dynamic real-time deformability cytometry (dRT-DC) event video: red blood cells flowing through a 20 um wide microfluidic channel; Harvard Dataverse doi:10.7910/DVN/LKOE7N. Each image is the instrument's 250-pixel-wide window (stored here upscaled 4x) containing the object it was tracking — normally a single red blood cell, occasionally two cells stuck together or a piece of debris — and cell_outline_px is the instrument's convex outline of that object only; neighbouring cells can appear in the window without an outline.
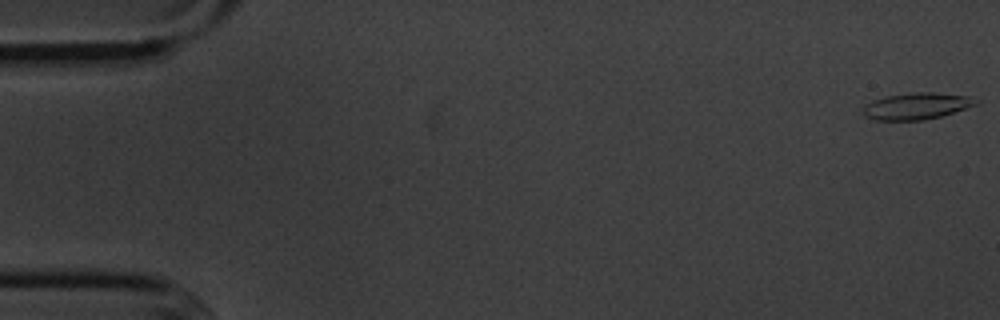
{"species": "common noctule bat (a hibernating species)", "species_latin": "Nyctalus noctula", "temperature_condition": "cold", "stored_images_in_passage": 15, "camera_frame_rate_fps": 3000, "um_per_image_px": 0.085, "animal": {"sex": "male", "body_mass_g": 20.1, "forearm_length_mm": 53.5}, "frame": {"image": 1, "passage_image": 1, "time_ms": 0.0, "image_size_px": [1000, 320], "cell_outline_px": [[980, 104], [940, 116], [924, 120], [876, 120], [864, 116], [860, 112], [868, 104], [876, 100], [888, 96], [916, 92], [932, 92], [968, 96], [980, 100]], "centroid_in_image_um": [77.96, 9.02], "position_along_channel_um": 7.0, "area_um2": 17.34}}
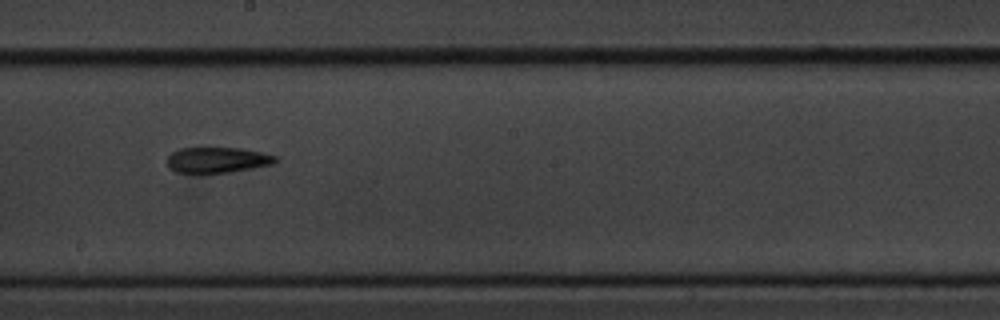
{"frame": {"image": 2, "passage_image": 9, "time_ms": 10.0, "image_size_px": [1000, 320], "cell_outline_px": [[276, 160], [272, 164], [252, 168], [228, 172], [176, 172], [168, 168], [168, 156], [172, 152], [180, 148], [240, 148], [260, 152], [276, 156]], "centroid_in_image_um": [18.44, 13.59], "position_along_channel_um": 229.8, "area_um2": 15.84}}
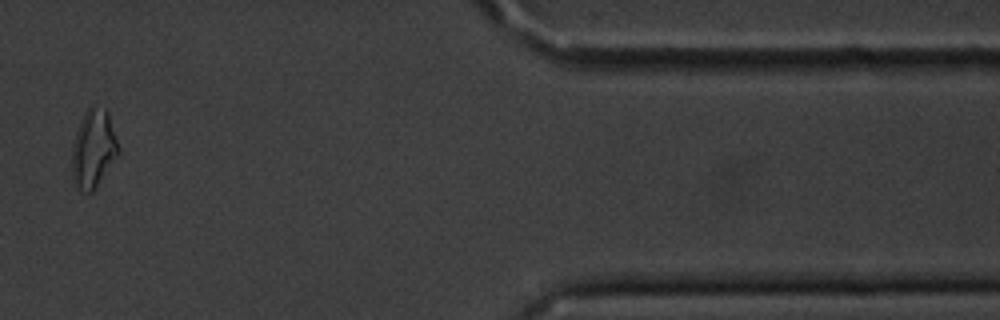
{"frame": {"image": 3, "passage_image": 14, "time_ms": 16.0, "image_size_px": [1000, 320], "cell_outline_px": [[120, 156], [92, 192], [88, 192], [76, 188], [72, 180], [72, 148], [76, 132], [80, 120], [84, 112], [92, 104], [104, 108], [108, 112], [120, 148]], "centroid_in_image_um": [7.96, 12.65], "position_along_channel_um": 403.4, "area_um2": 21.62}, "authors_computed_cell_mechanics": {"area_um2": 16.9932, "velocity_mm_per_s": 3.6143, "shape_relaxation_time_tau1_ms": 5.645, "shape_relaxation_time_tau2_ms": 5.8238, "deformation_change_tau1": 0.2009, "deformation_change_tau2": 0.1675}}